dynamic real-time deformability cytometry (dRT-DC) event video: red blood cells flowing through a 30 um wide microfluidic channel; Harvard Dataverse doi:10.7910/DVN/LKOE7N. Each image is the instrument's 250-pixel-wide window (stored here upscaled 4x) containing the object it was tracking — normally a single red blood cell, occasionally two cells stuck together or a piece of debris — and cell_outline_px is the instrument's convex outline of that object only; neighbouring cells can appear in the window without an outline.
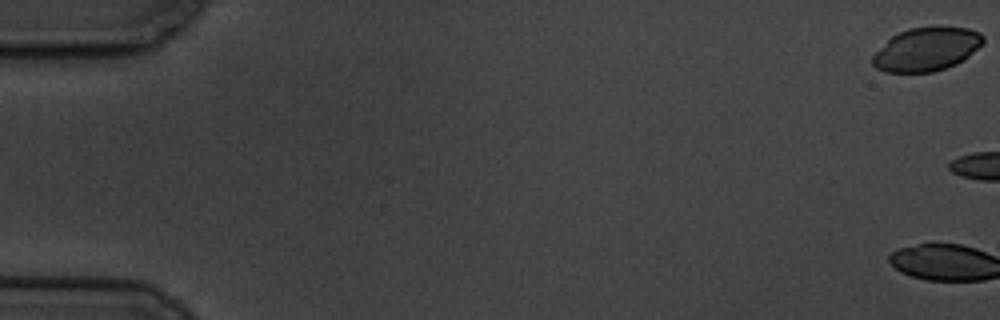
{"species": "common noctule bat (a hibernating species)", "species_latin": "Nyctalus noctula", "temperature_condition": "cold", "stored_images_in_passage": 6, "camera_frame_rate_fps": 3000, "um_per_image_px": 0.085, "animal": {"sex": "male", "body_mass_g": 19.5, "forearm_length_mm": 54.6}, "frame": {"image": 1, "passage_image": 1, "time_ms": 0.0, "image_size_px": [1000, 320], "cell_outline_px": [[984, 44], [964, 60], [956, 64], [932, 72], [884, 72], [876, 68], [872, 64], [872, 56], [892, 36], [908, 28], [932, 24], [936, 24], [968, 28], [980, 32], [984, 36]], "centroid_in_image_um": [78.8, 4.14], "position_along_channel_um": 6.2, "area_um2": 28.67}}